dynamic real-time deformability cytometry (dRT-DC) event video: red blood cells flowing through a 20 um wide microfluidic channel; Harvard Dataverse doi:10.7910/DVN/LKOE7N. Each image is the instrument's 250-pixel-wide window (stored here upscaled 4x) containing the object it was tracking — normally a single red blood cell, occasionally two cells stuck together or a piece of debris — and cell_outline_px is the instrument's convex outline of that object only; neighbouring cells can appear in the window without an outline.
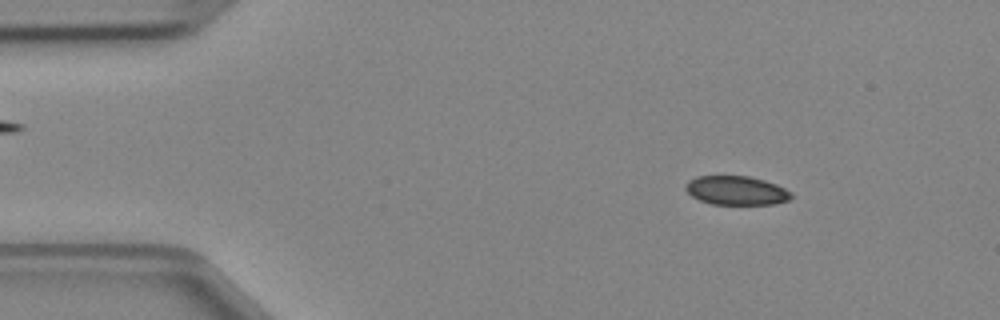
{"species": "Egyptian fruit bat (a non-hibernating species)", "species_latin": "Rousettus aegyptiacus", "temperature_condition": "cold", "stored_images_in_passage": 47, "camera_frame_rate_fps": 3000, "um_per_image_px": 0.085, "animal": {"sex": "female"}, "frame": {"image": 1, "passage_image": 6, "time_ms": 1.667, "image_size_px": [1000, 320], "cell_outline_px": [[792, 196], [788, 200], [776, 204], [712, 204], [700, 200], [692, 196], [684, 188], [684, 184], [688, 180], [696, 176], [748, 176], [764, 180], [776, 184], [792, 192]], "centroid_in_image_um": [62.57, 16.18], "position_along_channel_um": 22.4, "area_um2": 17.86}}
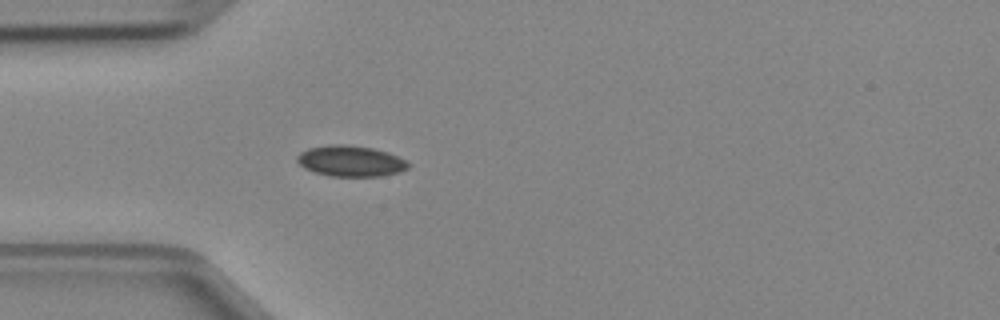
{"frame": {"image": 2, "passage_image": 13, "time_ms": 4.0, "image_size_px": [1000, 320], "cell_outline_px": [[408, 168], [400, 172], [380, 176], [328, 176], [304, 168], [296, 160], [296, 156], [300, 152], [308, 148], [328, 144], [344, 144], [372, 148], [388, 152], [404, 160], [408, 164]], "centroid_in_image_um": [29.76, 13.68], "position_along_channel_um": 55.2, "area_um2": 19.94}}
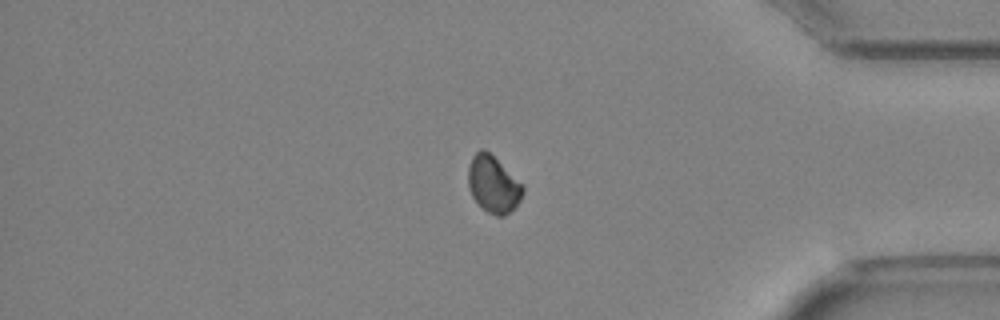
{"frame": {"image": 3, "passage_image": 39, "time_ms": 12.667, "image_size_px": [1000, 320], "cell_outline_px": [[524, 192], [520, 200], [504, 216], [496, 216], [488, 212], [472, 196], [468, 188], [468, 168], [472, 156], [480, 148], [484, 148], [524, 188]], "centroid_in_image_um": [41.88, 15.67], "position_along_channel_um": 393.3, "area_um2": 17.4}}